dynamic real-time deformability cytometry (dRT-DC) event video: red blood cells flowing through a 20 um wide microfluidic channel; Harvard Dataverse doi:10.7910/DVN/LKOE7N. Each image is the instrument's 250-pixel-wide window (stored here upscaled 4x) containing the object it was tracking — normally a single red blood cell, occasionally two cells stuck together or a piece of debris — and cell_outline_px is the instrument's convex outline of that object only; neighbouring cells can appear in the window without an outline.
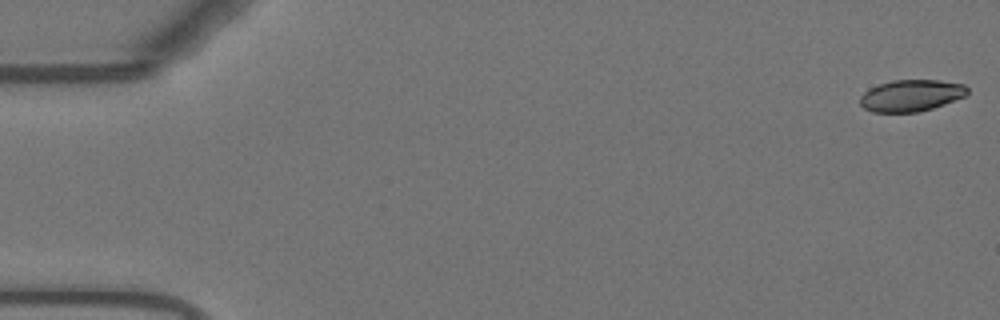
{"species": "Egyptian fruit bat (a non-hibernating species)", "species_latin": "Rousettus aegyptiacus", "temperature_condition": "warm", "stored_images_in_passage": 55, "camera_frame_rate_fps": 3000, "um_per_image_px": 0.085, "animal": {"sex": "female"}, "frame": {"image": 1, "passage_image": 1, "time_ms": 0.0, "image_size_px": [1000, 320], "cell_outline_px": [[968, 92], [964, 96], [944, 104], [932, 108], [916, 112], [872, 112], [864, 108], [860, 104], [860, 96], [868, 88], [892, 80], [940, 80], [964, 84], [968, 88]], "centroid_in_image_um": [77.42, 8.11], "position_along_channel_um": 7.6, "area_um2": 19.77}}
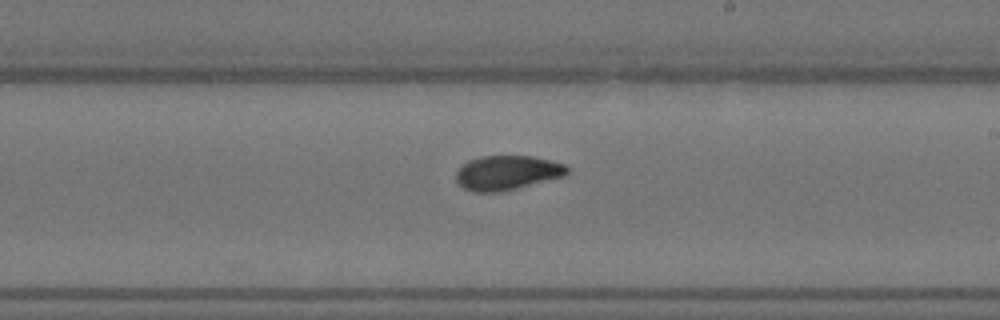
{"frame": {"image": 2, "passage_image": 32, "time_ms": 10.333, "image_size_px": [1000, 320], "cell_outline_px": [[568, 172], [564, 176], [516, 188], [496, 192], [472, 192], [464, 188], [456, 180], [456, 172], [468, 160], [480, 156], [532, 156], [564, 164], [568, 168]], "centroid_in_image_um": [43.08, 14.68], "position_along_channel_um": 245.9, "area_um2": 22.02}}
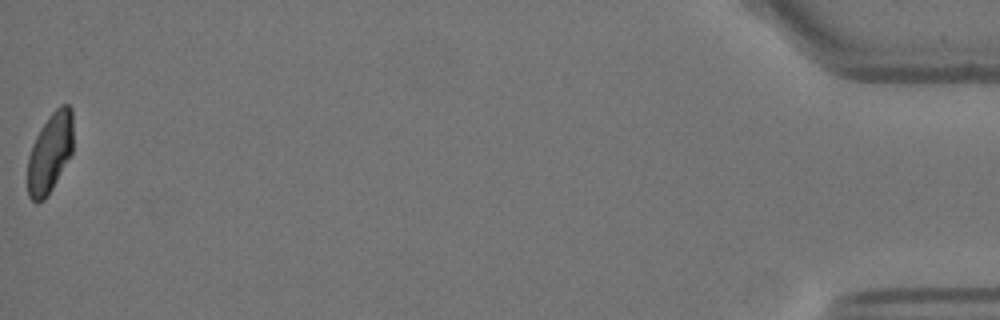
{"frame": {"image": 3, "passage_image": 55, "time_ms": 18.0, "image_size_px": [1000, 320], "cell_outline_px": [[72, 152], [52, 188], [44, 200], [36, 204], [28, 196], [28, 156], [32, 144], [40, 128], [48, 116], [60, 104], [68, 104], [72, 108]], "centroid_in_image_um": [4.23, 12.97], "position_along_channel_um": 431.0, "area_um2": 21.15}, "authors_computed_cell_mechanics": {"area_um2": 21.8484, "velocity_mm_per_s": 3.6944, "shape_relaxation_time_tau1_ms": 4.0127, "shape_relaxation_time_tau2_ms": 1.9261, "deformation_change_tau1": 0.1396, "deformation_change_tau2": 0.0665}}